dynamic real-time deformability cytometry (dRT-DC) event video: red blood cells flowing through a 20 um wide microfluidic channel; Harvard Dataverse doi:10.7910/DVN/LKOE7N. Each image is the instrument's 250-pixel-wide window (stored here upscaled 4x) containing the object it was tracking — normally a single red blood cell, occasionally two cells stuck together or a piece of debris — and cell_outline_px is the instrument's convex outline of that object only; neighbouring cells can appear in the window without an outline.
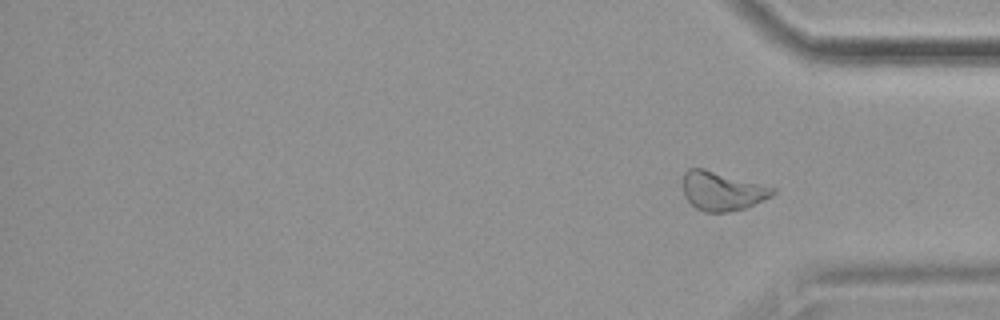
{"species": "common noctule bat (a hibernating species)", "species_latin": "Nyctalus noctula", "temperature_condition": "cold", "stored_images_in_passage": 16, "segment_of_instrument_passage": [2, 2], "camera_frame_rate_fps": 3000, "um_per_image_px": 0.085, "animal": {"sex": "female", "body_mass_g": 19.9}, "frame": {"image": 1, "passage_image": 16, "time_ms": 19.0, "image_size_px": [1000, 320], "cell_outline_px": [[776, 192], [772, 196], [764, 200], [744, 208], [728, 212], [704, 212], [696, 208], [684, 196], [684, 172], [688, 168], [704, 168], [776, 188]], "centroid_in_image_um": [61.39, 16.24], "position_along_channel_um": 373.8, "area_um2": 20.29}}